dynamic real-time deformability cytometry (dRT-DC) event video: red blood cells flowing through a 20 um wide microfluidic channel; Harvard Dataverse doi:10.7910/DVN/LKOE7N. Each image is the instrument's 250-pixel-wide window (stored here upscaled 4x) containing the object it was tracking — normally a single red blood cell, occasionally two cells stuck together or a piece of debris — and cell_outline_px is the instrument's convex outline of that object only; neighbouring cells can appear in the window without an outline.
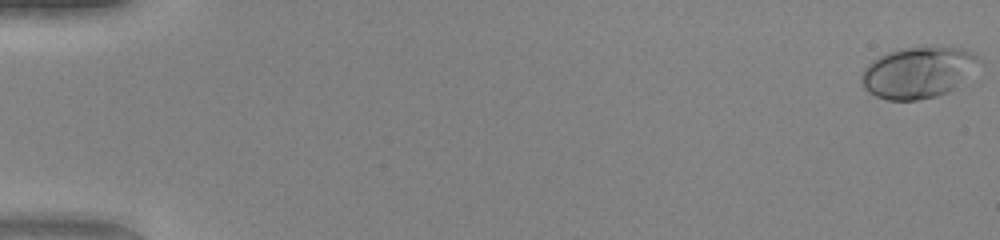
{"species": "human", "species_latin": "Homo sapiens", "temperature_condition": "warm", "stored_images_in_passage": 51, "camera_frame_rate_fps": 3000, "um_per_image_px": 0.085, "donor": {"sex": "female"}, "frame": {"image": 1, "passage_image": 1, "time_ms": 0.0, "image_size_px": [1000, 240], "cell_outline_px": [[984, 60], [948, 92], [936, 96], [916, 100], [888, 100], [876, 96], [868, 92], [864, 88], [860, 80], [860, 76], [864, 68], [872, 60], [888, 52], [904, 48], [960, 48], [972, 52]], "centroid_in_image_um": [78.0, 6.17], "position_along_channel_um": 7.0, "area_um2": 34.62}}
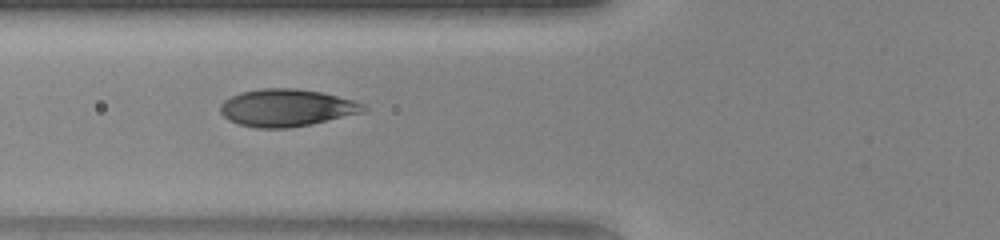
{"frame": {"image": 2, "passage_image": 21, "time_ms": 6.667, "image_size_px": [1000, 240], "cell_outline_px": [[368, 112], [312, 124], [288, 128], [256, 128], [240, 124], [228, 120], [220, 112], [220, 104], [224, 100], [240, 92], [264, 88], [296, 88], [320, 92], [352, 100], [364, 104], [368, 108]], "centroid_in_image_um": [24.39, 9.17], "position_along_channel_um": 101.4, "area_um2": 31.33}}
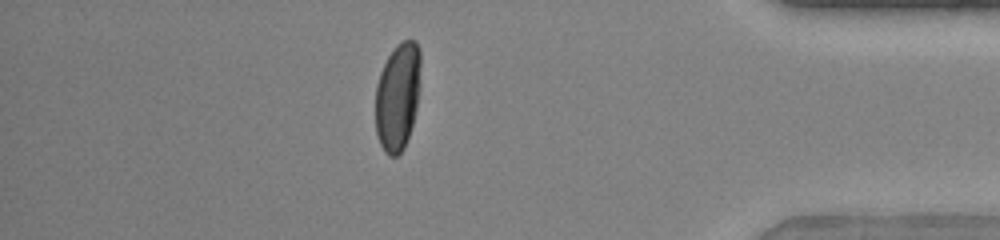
{"frame": {"image": 3, "passage_image": 45, "time_ms": 14.667, "image_size_px": [1000, 240], "cell_outline_px": [[420, 88], [416, 108], [412, 124], [404, 148], [396, 156], [388, 156], [384, 152], [380, 144], [376, 132], [376, 84], [380, 72], [388, 56], [396, 44], [404, 40], [416, 40], [420, 48]], "centroid_in_image_um": [33.81, 8.18], "position_along_channel_um": 401.4, "area_um2": 28.55}}